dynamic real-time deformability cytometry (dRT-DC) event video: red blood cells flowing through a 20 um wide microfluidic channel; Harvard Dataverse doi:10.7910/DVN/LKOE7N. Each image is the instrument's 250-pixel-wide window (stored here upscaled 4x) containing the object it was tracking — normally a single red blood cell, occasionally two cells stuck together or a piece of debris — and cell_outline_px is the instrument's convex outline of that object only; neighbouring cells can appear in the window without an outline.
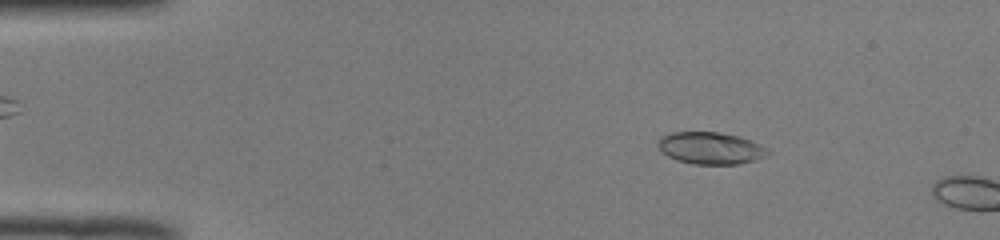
{"species": "common noctule bat (a hibernating species)", "species_latin": "Nyctalus noctula", "temperature_condition": "room temperature", "stored_images_in_passage": 10, "camera_frame_rate_fps": 3000, "um_per_image_px": 0.085, "animal": {"sex": "male", "body_mass_g": 19.0, "forearm_length_mm": 50.8}, "frame": {"image": 1, "passage_image": 7, "time_ms": 2.0, "image_size_px": [1000, 240], "cell_outline_px": [[772, 152], [768, 156], [740, 164], [692, 164], [676, 160], [668, 156], [656, 144], [660, 136], [672, 132], [720, 132], [740, 136], [760, 144], [768, 148]], "centroid_in_image_um": [60.43, 12.59], "position_along_channel_um": 24.6, "area_um2": 20.75}}